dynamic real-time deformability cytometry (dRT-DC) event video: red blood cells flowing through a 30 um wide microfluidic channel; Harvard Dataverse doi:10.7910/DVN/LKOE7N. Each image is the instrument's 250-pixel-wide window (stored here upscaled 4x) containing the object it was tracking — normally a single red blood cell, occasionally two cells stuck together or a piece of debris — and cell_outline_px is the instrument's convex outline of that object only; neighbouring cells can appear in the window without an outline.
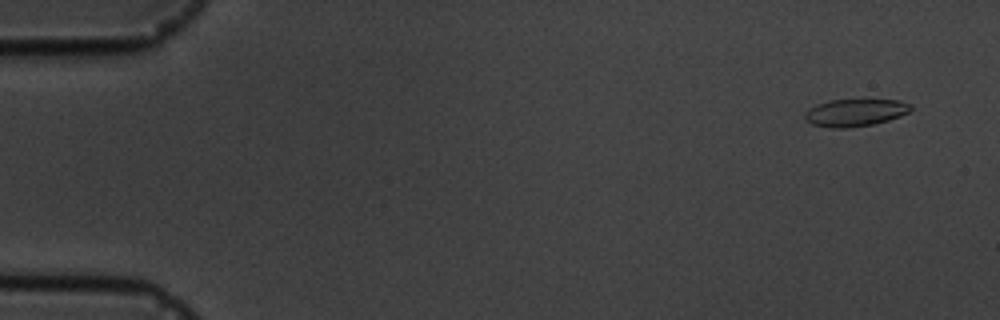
{"species": "common noctule bat (a hibernating species)", "species_latin": "Nyctalus noctula", "temperature_condition": "cold", "stored_images_in_passage": 5, "camera_frame_rate_fps": 3000, "um_per_image_px": 0.085, "animal": {"sex": "male", "body_mass_g": 19.5, "forearm_length_mm": 54.6}, "frame": {"image": 1, "passage_image": 1, "time_ms": 0.0, "image_size_px": [1000, 320], "cell_outline_px": [[912, 108], [908, 112], [900, 116], [888, 120], [872, 124], [848, 128], [832, 128], [812, 124], [804, 120], [804, 112], [816, 104], [832, 100], [900, 100], [912, 104]], "centroid_in_image_um": [72.67, 9.57], "position_along_channel_um": 12.3, "area_um2": 16.88}}
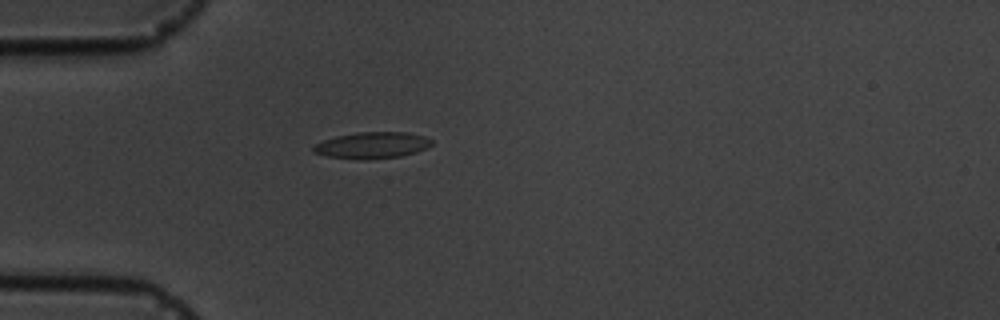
{"frame": {"image": 2, "passage_image": 5, "time_ms": 4.333, "image_size_px": [1000, 320], "cell_outline_px": [[432, 144], [428, 148], [416, 152], [400, 156], [364, 160], [356, 160], [328, 156], [312, 152], [312, 148], [316, 144], [324, 140], [336, 136], [356, 132], [408, 132], [424, 136], [432, 140]], "centroid_in_image_um": [31.64, 12.35], "position_along_channel_um": 53.4, "area_um2": 18.32}}